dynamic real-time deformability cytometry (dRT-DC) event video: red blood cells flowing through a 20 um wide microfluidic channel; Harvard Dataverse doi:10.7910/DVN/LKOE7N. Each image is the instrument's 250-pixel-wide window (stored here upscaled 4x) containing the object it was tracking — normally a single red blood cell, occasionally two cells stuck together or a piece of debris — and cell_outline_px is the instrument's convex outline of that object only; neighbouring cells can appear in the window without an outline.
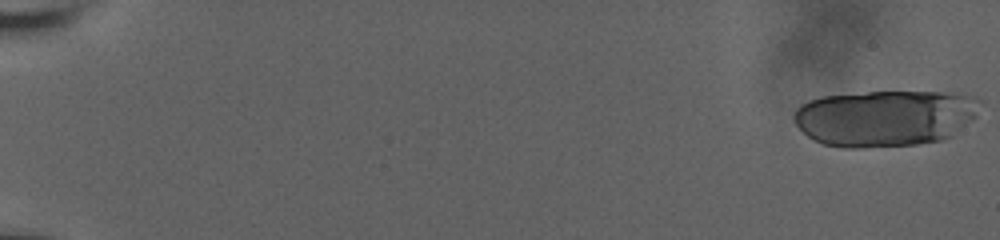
{"species": "human", "species_latin": "Homo sapiens", "temperature_condition": "room temperature", "stored_images_in_passage": 16, "camera_frame_rate_fps": 3000, "um_per_image_px": 0.085, "donor": {"sex": "male"}, "frame": {"image": 1, "passage_image": 1, "time_ms": 0.0, "image_size_px": [1000, 240], "cell_outline_px": [[980, 100], [976, 116], [952, 136], [940, 140], [916, 144], [864, 148], [844, 148], [824, 144], [808, 136], [796, 124], [792, 116], [796, 108], [800, 104], [808, 100], [824, 96], [868, 92], [944, 92], [972, 96]], "centroid_in_image_um": [75.2, 10.03], "position_along_channel_um": 9.8, "area_um2": 61.21}}
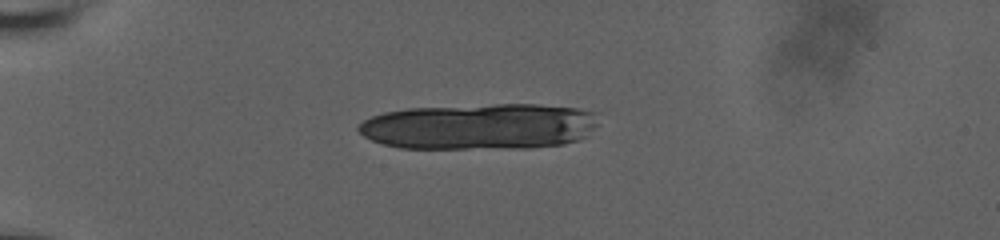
{"frame": {"image": 2, "passage_image": 12, "time_ms": 5.333, "image_size_px": [1000, 240], "cell_outline_px": [[600, 112], [596, 124], [584, 136], [576, 140], [564, 144], [528, 148], [400, 148], [384, 144], [372, 140], [364, 136], [356, 128], [364, 120], [372, 116], [384, 112], [408, 108], [496, 104], [536, 104], [580, 108]], "centroid_in_image_um": [40.79, 10.74], "position_along_channel_um": 44.2, "area_um2": 64.62}}